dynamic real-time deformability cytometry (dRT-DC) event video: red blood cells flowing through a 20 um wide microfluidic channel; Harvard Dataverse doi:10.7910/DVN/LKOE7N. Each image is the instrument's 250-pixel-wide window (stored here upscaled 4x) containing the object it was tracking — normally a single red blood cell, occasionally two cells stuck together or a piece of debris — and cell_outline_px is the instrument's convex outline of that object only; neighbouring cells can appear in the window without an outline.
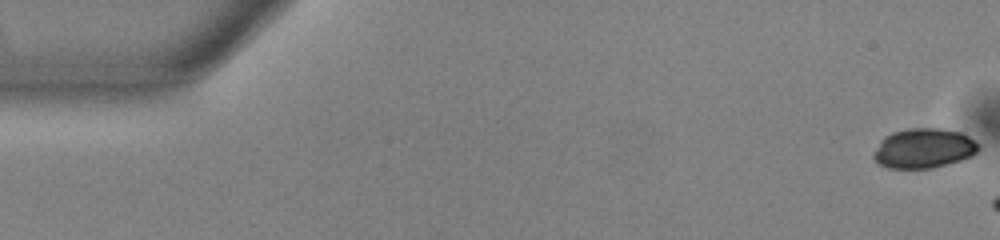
{"species": "common noctule bat (a hibernating species)", "species_latin": "Nyctalus noctula", "temperature_condition": "warm", "stored_images_in_passage": 6, "camera_frame_rate_fps": 3000, "um_per_image_px": 0.085, "animal": {"sex": "male", "body_mass_g": 13.0, "forearm_length_mm": 53.1}, "frame": {"image": 1, "passage_image": 1, "time_ms": 0.0, "image_size_px": [1000, 240], "cell_outline_px": [[976, 152], [972, 156], [948, 164], [932, 168], [888, 168], [880, 164], [872, 156], [880, 140], [884, 136], [892, 132], [908, 128], [940, 128], [960, 132], [968, 136], [976, 144]], "centroid_in_image_um": [78.47, 12.6], "position_along_channel_um": 6.5, "area_um2": 24.1}}